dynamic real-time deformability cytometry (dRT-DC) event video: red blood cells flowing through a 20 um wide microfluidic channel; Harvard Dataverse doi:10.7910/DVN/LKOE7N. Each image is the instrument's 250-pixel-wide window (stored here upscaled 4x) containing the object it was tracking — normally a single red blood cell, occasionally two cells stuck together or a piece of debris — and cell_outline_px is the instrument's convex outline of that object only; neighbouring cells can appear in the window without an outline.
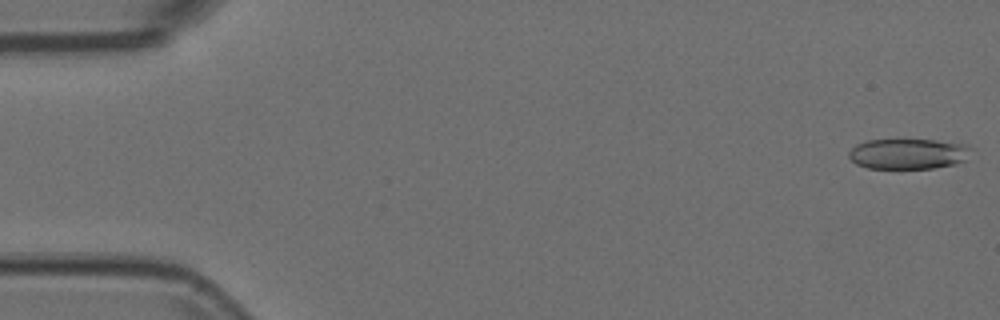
{"species": "Egyptian fruit bat (a non-hibernating species)", "species_latin": "Rousettus aegyptiacus", "temperature_condition": "room temperature", "stored_images_in_passage": 54, "camera_frame_rate_fps": 3000, "um_per_image_px": 0.085, "animal": {"sex": "female"}, "frame": {"image": 1, "passage_image": 1, "time_ms": 0.0, "image_size_px": [1000, 320], "cell_outline_px": [[972, 148], [964, 160], [956, 164], [932, 168], [868, 168], [856, 164], [848, 156], [848, 152], [856, 144], [868, 140], [896, 136], [936, 140], [964, 144]], "centroid_in_image_um": [77.14, 13.02], "position_along_channel_um": 7.9, "area_um2": 22.54}}
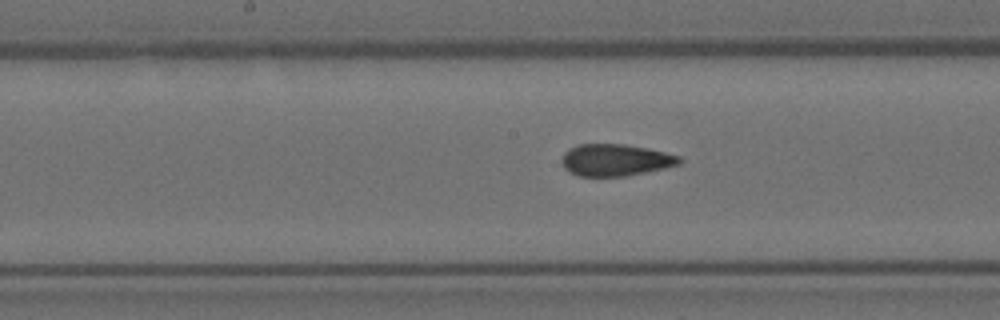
{"frame": {"image": 2, "passage_image": 27, "time_ms": 8.667, "image_size_px": [1000, 320], "cell_outline_px": [[684, 160], [680, 164], [664, 168], [628, 176], [580, 176], [568, 172], [564, 168], [560, 160], [564, 152], [568, 148], [576, 144], [624, 144], [648, 148], [680, 156]], "centroid_in_image_um": [52.29, 13.6], "position_along_channel_um": 195.9, "area_um2": 22.14}}
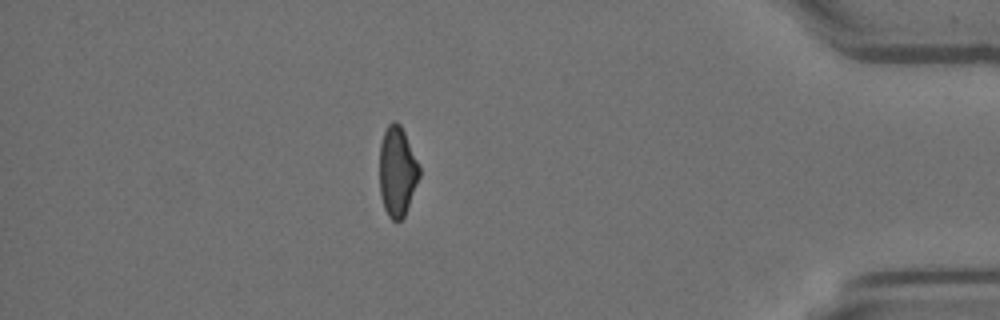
{"frame": {"image": 3, "passage_image": 47, "time_ms": 15.333, "image_size_px": [1000, 320], "cell_outline_px": [[420, 176], [404, 216], [400, 220], [392, 220], [388, 216], [384, 208], [380, 196], [380, 144], [384, 132], [388, 124], [392, 120], [396, 120], [400, 124], [404, 132], [420, 168]], "centroid_in_image_um": [33.75, 14.56], "position_along_channel_um": 401.4, "area_um2": 20.69}}